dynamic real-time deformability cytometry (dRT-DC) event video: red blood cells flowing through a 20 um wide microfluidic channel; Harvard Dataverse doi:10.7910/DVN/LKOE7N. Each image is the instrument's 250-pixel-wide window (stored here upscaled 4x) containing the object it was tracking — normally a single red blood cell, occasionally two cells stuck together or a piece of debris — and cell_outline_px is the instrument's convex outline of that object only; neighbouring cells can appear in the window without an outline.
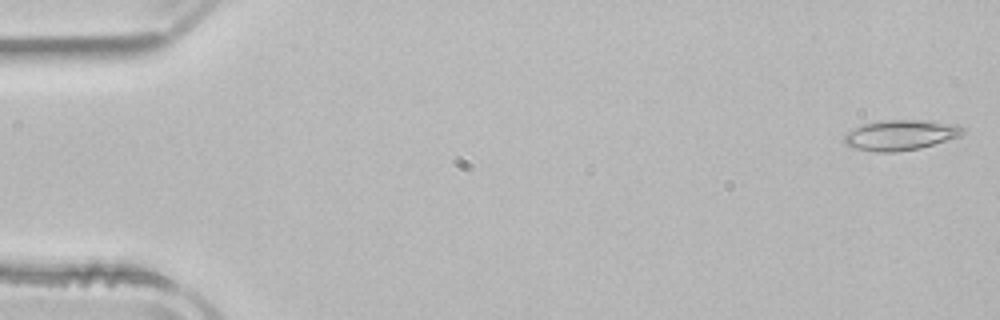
{"species": "common noctule bat (a hibernating species)", "species_latin": "Nyctalus noctula", "temperature_condition": "room temperature", "stored_images_in_passage": 51, "camera_frame_rate_fps": 3000, "um_per_image_px": 0.085, "animal": {"sex": "male", "body_mass_g": 21.5, "forearm_length_mm": 52.0}, "frame": {"image": 1, "passage_image": 1, "time_ms": 0.0, "image_size_px": [1000, 320], "cell_outline_px": [[964, 132], [960, 136], [920, 148], [896, 152], [876, 152], [856, 148], [844, 144], [844, 136], [848, 132], [864, 124], [876, 120], [920, 120], [956, 124], [964, 128]], "centroid_in_image_um": [76.54, 11.48], "position_along_channel_um": 8.5, "area_um2": 20.81}}
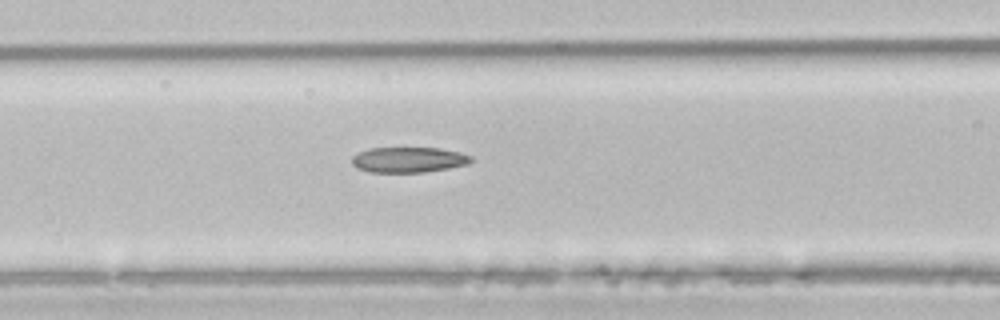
{"frame": {"image": 2, "passage_image": 21, "time_ms": 6.667, "image_size_px": [1000, 320], "cell_outline_px": [[472, 160], [468, 164], [448, 168], [424, 172], [372, 172], [356, 168], [352, 164], [352, 156], [356, 152], [368, 148], [440, 148], [460, 152], [472, 156]], "centroid_in_image_um": [34.7, 13.57], "position_along_channel_um": 131.9, "area_um2": 17.74}}
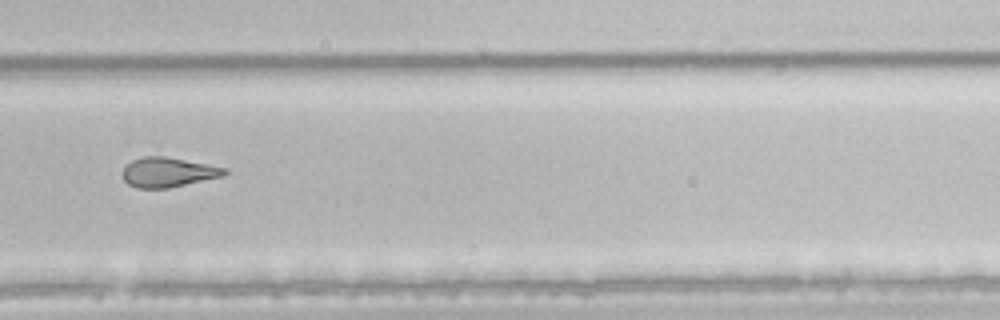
{"frame": {"image": 3, "passage_image": 35, "time_ms": 11.333, "image_size_px": [1000, 320], "cell_outline_px": [[228, 172], [224, 176], [168, 188], [136, 188], [128, 184], [124, 180], [124, 168], [132, 160], [144, 156], [164, 156], [208, 164], [228, 168]], "centroid_in_image_um": [14.32, 14.64], "position_along_channel_um": 315.5, "area_um2": 17.57}, "authors_computed_cell_mechanics": {"area_um2": 19.2474, "velocity_mm_per_s": 3.9408, "shape_relaxation_time_tau1_ms": null, "shape_relaxation_time_tau2_ms": 3.6328, "deformation_change_tau1": null, "deformation_change_tau2": 0.1291}}